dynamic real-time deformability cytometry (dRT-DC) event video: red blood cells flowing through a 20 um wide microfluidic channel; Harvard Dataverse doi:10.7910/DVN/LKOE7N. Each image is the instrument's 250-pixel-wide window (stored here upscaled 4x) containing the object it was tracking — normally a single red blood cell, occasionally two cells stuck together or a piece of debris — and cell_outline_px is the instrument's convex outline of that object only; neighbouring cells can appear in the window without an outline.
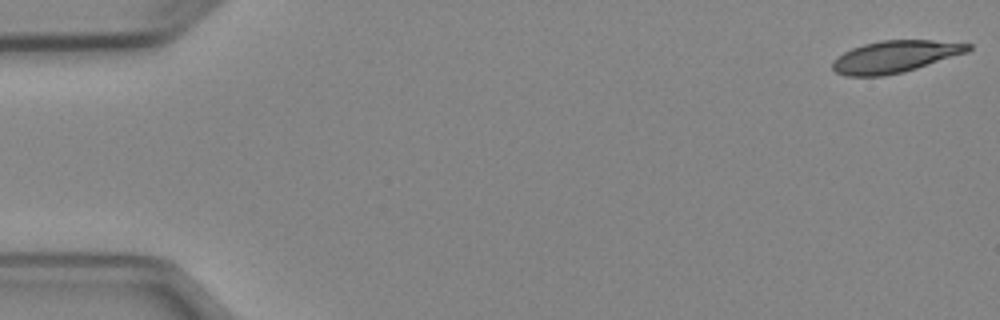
{"species": "Egyptian fruit bat (a non-hibernating species)", "species_latin": "Rousettus aegyptiacus", "temperature_condition": "cold", "stored_images_in_passage": 6, "segment_of_instrument_passage": [1, 2], "camera_frame_rate_fps": 3000, "um_per_image_px": 0.085, "animal": {"sex": "female"}, "frame": {"image": 1, "passage_image": 1, "time_ms": 0.0, "image_size_px": [1000, 320], "cell_outline_px": [[972, 48], [968, 52], [904, 72], [884, 76], [844, 76], [836, 72], [832, 68], [832, 60], [836, 56], [852, 48], [864, 44], [880, 40], [932, 40], [972, 44]], "centroid_in_image_um": [76.05, 4.81], "position_along_channel_um": 8.9, "area_um2": 25.37}}
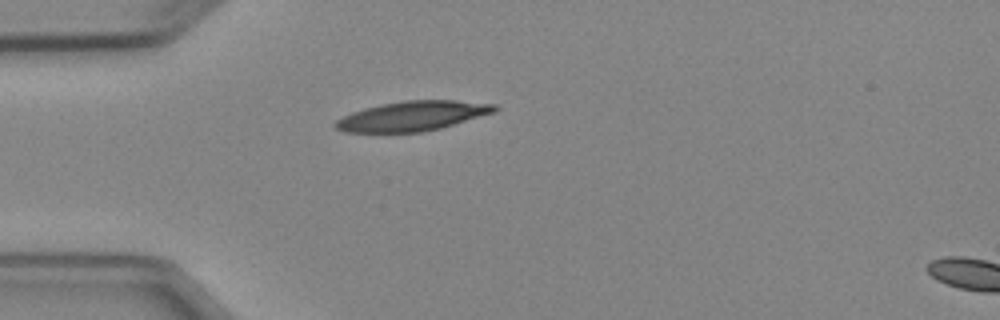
{"frame": {"image": 2, "passage_image": 5, "time_ms": 4.333, "image_size_px": [1000, 320], "cell_outline_px": [[500, 108], [496, 112], [440, 128], [424, 132], [344, 132], [336, 128], [332, 124], [336, 120], [352, 112], [364, 108], [380, 104], [404, 100], [456, 100], [496, 104]], "centroid_in_image_um": [35.08, 9.85], "position_along_channel_um": 49.9, "area_um2": 27.69}}